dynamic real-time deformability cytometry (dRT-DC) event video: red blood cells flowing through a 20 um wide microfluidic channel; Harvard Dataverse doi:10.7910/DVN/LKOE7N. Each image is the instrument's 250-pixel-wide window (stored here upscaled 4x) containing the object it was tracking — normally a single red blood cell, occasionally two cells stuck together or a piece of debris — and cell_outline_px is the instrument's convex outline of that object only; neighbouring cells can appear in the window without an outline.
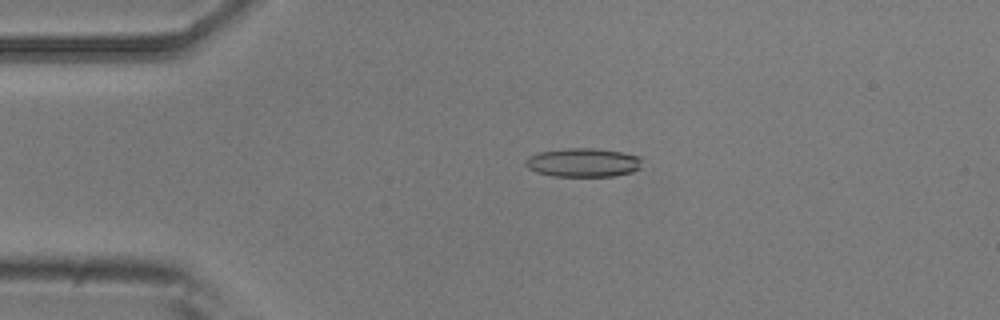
{"species": "common noctule bat (a hibernating species)", "species_latin": "Nyctalus noctula", "temperature_condition": "room temperature", "stored_images_in_passage": 4, "camera_frame_rate_fps": 3000, "um_per_image_px": 0.085, "animal": {"sex": "male", "body_mass_g": 20.5, "forearm_length_mm": 52.5}, "frame": {"image": 1, "passage_image": 3, "time_ms": 2.333, "image_size_px": [1000, 320], "cell_outline_px": [[640, 168], [632, 172], [616, 176], [552, 176], [536, 172], [528, 168], [524, 164], [524, 160], [528, 156], [540, 152], [568, 148], [592, 148], [620, 152], [640, 156]], "centroid_in_image_um": [49.53, 13.82], "position_along_channel_um": 35.5, "area_um2": 19.54}}